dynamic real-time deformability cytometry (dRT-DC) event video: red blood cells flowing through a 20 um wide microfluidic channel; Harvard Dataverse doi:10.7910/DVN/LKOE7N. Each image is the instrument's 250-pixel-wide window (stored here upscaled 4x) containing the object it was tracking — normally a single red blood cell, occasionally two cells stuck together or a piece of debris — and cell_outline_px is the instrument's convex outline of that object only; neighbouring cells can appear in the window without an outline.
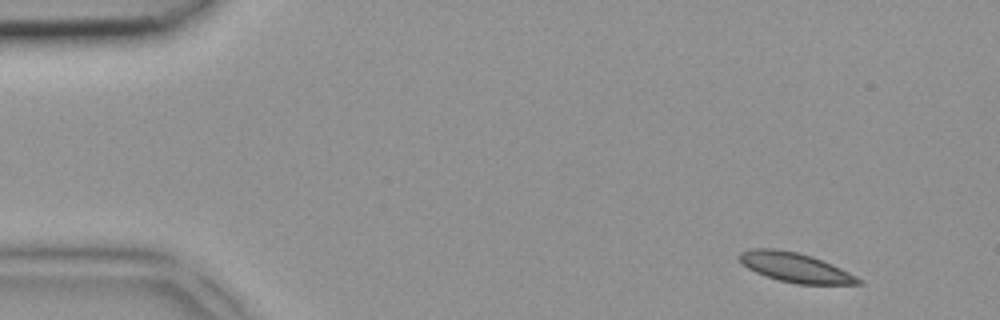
{"species": "common noctule bat (a hibernating species)", "species_latin": "Nyctalus noctula", "temperature_condition": "room temperature", "stored_images_in_passage": 5, "camera_frame_rate_fps": 3000, "um_per_image_px": 0.085, "animal": {"sex": "female", "body_mass_g": 18.4}, "frame": {"image": 1, "passage_image": 2, "time_ms": 0.333, "image_size_px": [1000, 320], "cell_outline_px": [[864, 284], [796, 284], [780, 280], [756, 272], [748, 268], [736, 256], [740, 252], [752, 248], [776, 248], [796, 252], [812, 256], [832, 264], [864, 280]], "centroid_in_image_um": [67.6, 22.72], "position_along_channel_um": 17.4, "area_um2": 20.35}}